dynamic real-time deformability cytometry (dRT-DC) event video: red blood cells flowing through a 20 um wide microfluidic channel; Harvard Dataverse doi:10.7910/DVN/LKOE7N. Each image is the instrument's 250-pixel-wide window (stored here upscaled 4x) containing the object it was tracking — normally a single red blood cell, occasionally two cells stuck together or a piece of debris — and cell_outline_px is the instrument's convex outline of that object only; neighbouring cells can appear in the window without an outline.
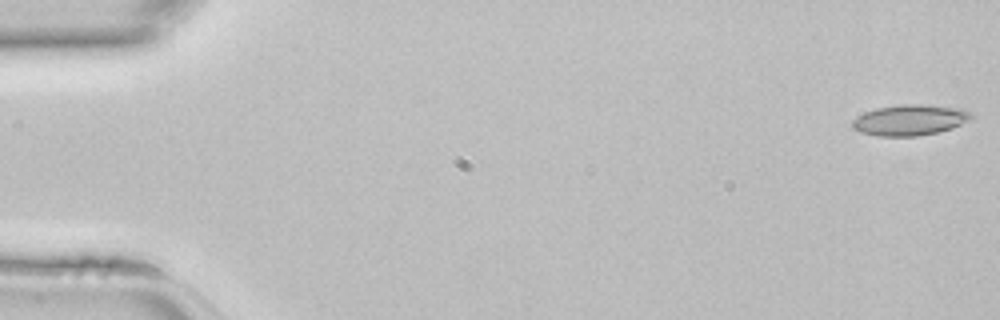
{"species": "common noctule bat (a hibernating species)", "species_latin": "Nyctalus noctula", "temperature_condition": "room temperature", "stored_images_in_passage": 45, "camera_frame_rate_fps": 3000, "um_per_image_px": 0.085, "animal": {"sex": "female", "body_mass_g": 22.7, "forearm_length_mm": 54.2}, "frame": {"image": 1, "passage_image": 1, "time_ms": 0.0, "image_size_px": [1000, 320], "cell_outline_px": [[972, 116], [968, 120], [952, 128], [936, 132], [916, 136], [876, 136], [860, 132], [852, 128], [852, 120], [856, 116], [864, 112], [876, 108], [900, 104], [924, 104], [964, 108]], "centroid_in_image_um": [77.29, 10.19], "position_along_channel_um": 7.7, "area_um2": 21.39}}
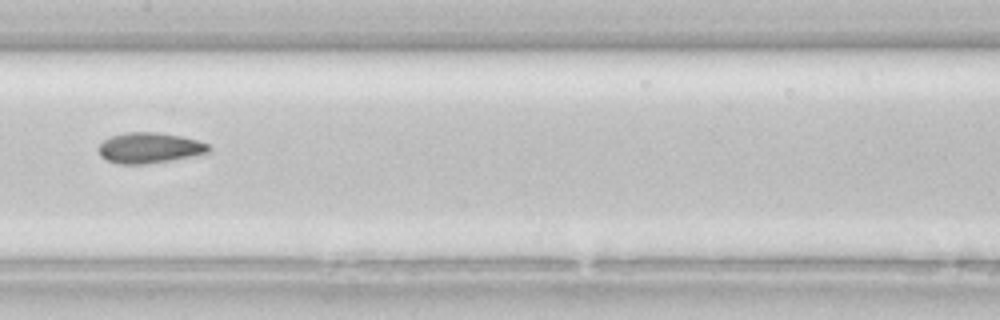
{"frame": {"image": 2, "passage_image": 23, "time_ms": 7.333, "image_size_px": [1000, 320], "cell_outline_px": [[212, 148], [208, 152], [192, 156], [172, 160], [144, 164], [116, 164], [104, 160], [100, 156], [96, 148], [104, 140], [112, 136], [128, 132], [156, 132], [180, 136], [196, 140], [208, 144]], "centroid_in_image_um": [12.65, 12.58], "position_along_channel_um": 194.7, "area_um2": 19.71}}
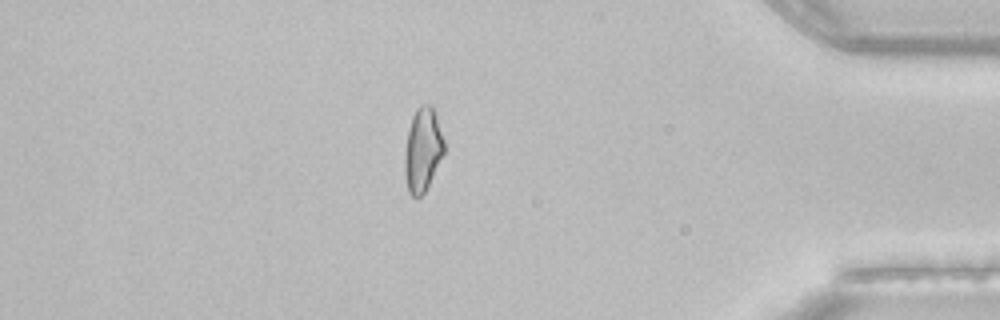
{"frame": {"image": 3, "passage_image": 39, "time_ms": 12.667, "image_size_px": [1000, 320], "cell_outline_px": [[444, 152], [424, 192], [420, 196], [412, 196], [408, 192], [404, 176], [404, 152], [408, 132], [412, 116], [416, 108], [420, 104], [432, 104], [444, 140]], "centroid_in_image_um": [35.9, 12.7], "position_along_channel_um": 399.3, "area_um2": 19.13}}